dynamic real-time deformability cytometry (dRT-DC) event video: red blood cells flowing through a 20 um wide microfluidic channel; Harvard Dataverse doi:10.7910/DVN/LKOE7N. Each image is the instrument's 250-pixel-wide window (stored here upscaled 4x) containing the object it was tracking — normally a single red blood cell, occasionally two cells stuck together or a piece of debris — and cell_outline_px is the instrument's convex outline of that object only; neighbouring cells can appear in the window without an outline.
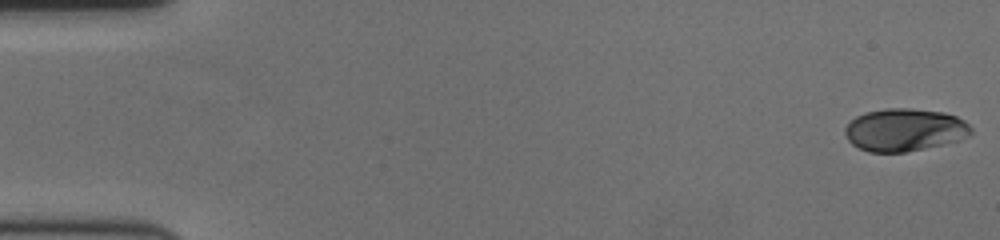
{"species": "human", "species_latin": "Homo sapiens", "temperature_condition": "cold", "stored_images_in_passage": 59, "camera_frame_rate_fps": 3000, "um_per_image_px": 0.085, "donor": {"sex": "female"}, "frame": {"image": 1, "passage_image": 1, "time_ms": 0.0, "image_size_px": [1000, 240], "cell_outline_px": [[972, 132], [968, 136], [960, 140], [944, 144], [904, 152], [868, 152], [852, 144], [848, 140], [844, 132], [844, 128], [856, 116], [864, 112], [884, 108], [912, 108], [944, 112], [956, 116], [964, 120], [972, 128]], "centroid_in_image_um": [76.89, 11.03], "position_along_channel_um": 8.1, "area_um2": 31.5}}
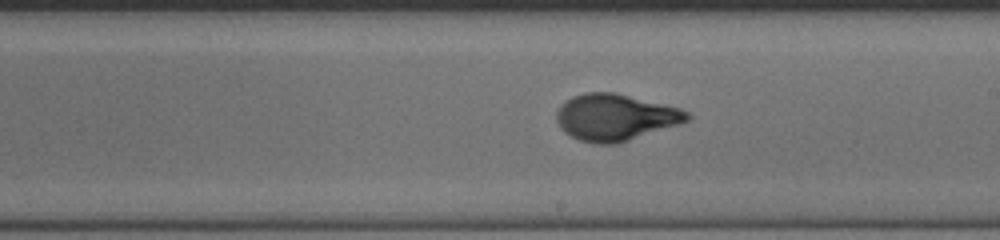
{"frame": {"image": 2, "passage_image": 34, "time_ms": 11.0, "image_size_px": [1000, 240], "cell_outline_px": [[692, 116], [688, 120], [680, 124], [616, 144], [596, 144], [580, 140], [564, 132], [560, 128], [556, 120], [556, 112], [560, 104], [564, 100], [572, 96], [584, 92], [612, 92], [680, 108], [688, 112]], "centroid_in_image_um": [52.26, 9.97], "position_along_channel_um": 236.7, "area_um2": 35.43}}
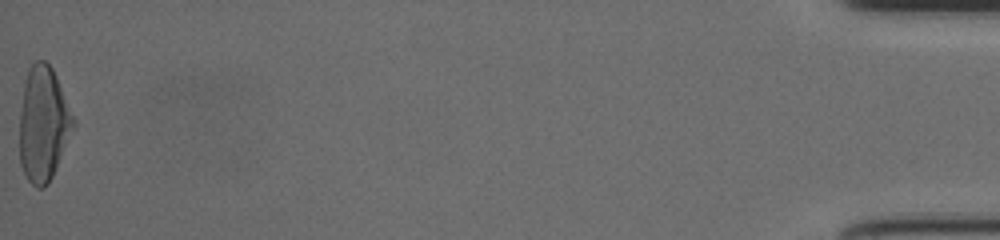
{"frame": {"image": 3, "passage_image": 59, "time_ms": 19.333, "image_size_px": [1000, 240], "cell_outline_px": [[76, 124], [52, 176], [48, 184], [44, 188], [36, 188], [28, 180], [20, 164], [20, 112], [24, 80], [28, 68], [36, 60], [44, 60], [52, 68], [56, 76], [76, 120]], "centroid_in_image_um": [3.68, 10.52], "position_along_channel_um": 431.5, "area_um2": 36.01}, "authors_computed_cell_mechanics": {"area_um2": 34.0442, "velocity_mm_per_s": 3.5559, "shape_relaxation_time_tau1_ms": 4.3674, "shape_relaxation_time_tau2_ms": null, "deformation_change_tau1": 0.2002, "deformation_change_tau2": null}}